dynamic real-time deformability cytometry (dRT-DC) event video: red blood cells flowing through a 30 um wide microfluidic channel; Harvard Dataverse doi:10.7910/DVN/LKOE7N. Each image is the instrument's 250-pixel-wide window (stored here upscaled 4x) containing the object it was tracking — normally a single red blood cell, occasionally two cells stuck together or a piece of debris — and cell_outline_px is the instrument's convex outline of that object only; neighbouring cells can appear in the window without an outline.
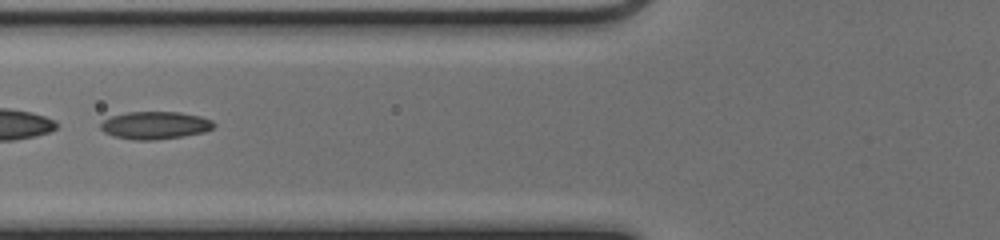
{"species": "common noctule bat (a hibernating species)", "species_latin": "Nyctalus noctula", "temperature_condition": "cold", "stored_images_in_passage": 52, "segment_of_instrument_passage": [2, 2], "camera_frame_rate_fps": 3000, "um_per_image_px": 0.085, "animal": {"sex": "female", "body_mass_g": 17.0, "forearm_length_mm": 48.0}, "frame": {"image": 1, "passage_image": 22, "time_ms": 7.0, "image_size_px": [1000, 240], "cell_outline_px": [[216, 124], [212, 128], [204, 132], [180, 136], [152, 140], [136, 140], [112, 136], [104, 132], [100, 128], [100, 124], [104, 120], [112, 116], [128, 112], [180, 112], [200, 116], [212, 120]], "centroid_in_image_um": [13.17, 10.64], "position_along_channel_um": 112.6, "area_um2": 18.09}}
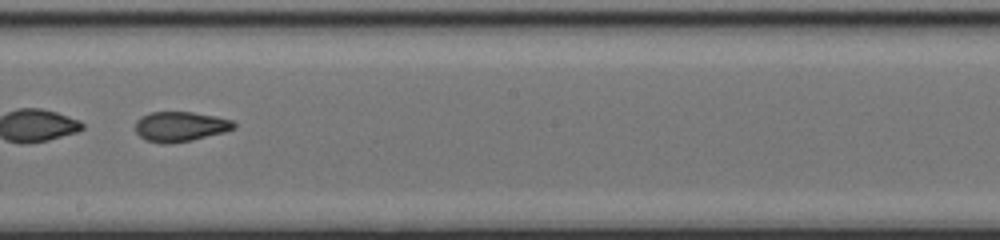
{"frame": {"image": 2, "passage_image": 31, "time_ms": 10.0, "image_size_px": [1000, 240], "cell_outline_px": [[236, 128], [224, 132], [192, 140], [168, 144], [160, 144], [144, 140], [136, 132], [136, 120], [140, 116], [148, 112], [192, 112], [216, 116], [232, 120], [236, 124]], "centroid_in_image_um": [15.3, 10.76], "position_along_channel_um": 232.9, "area_um2": 17.4}}